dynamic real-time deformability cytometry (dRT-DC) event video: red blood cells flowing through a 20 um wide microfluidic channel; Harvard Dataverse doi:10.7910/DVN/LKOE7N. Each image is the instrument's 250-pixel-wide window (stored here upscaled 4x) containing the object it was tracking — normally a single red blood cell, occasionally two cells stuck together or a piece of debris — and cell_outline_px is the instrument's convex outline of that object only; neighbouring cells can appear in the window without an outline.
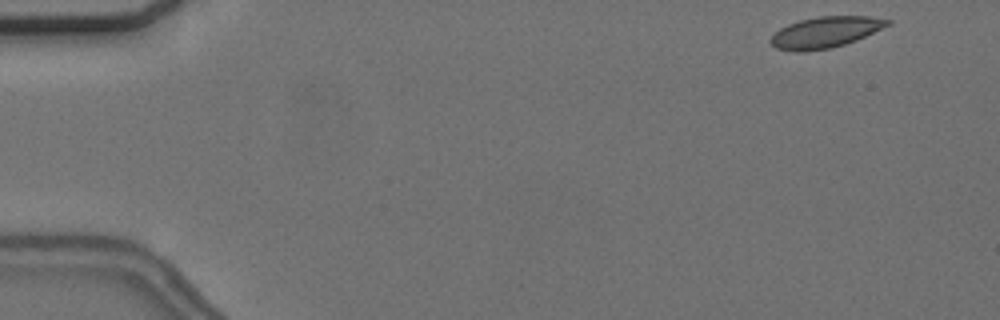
{"species": "common noctule bat (a hibernating species)", "species_latin": "Nyctalus noctula", "temperature_condition": "cold", "stored_images_in_passage": 7, "camera_frame_rate_fps": 3000, "um_per_image_px": 0.085, "animal": {"sex": "female", "body_mass_g": 24.6, "forearm_length_mm": 56.2}, "frame": {"image": 1, "passage_image": 1, "time_ms": 0.0, "image_size_px": [1000, 320], "cell_outline_px": [[892, 24], [856, 40], [844, 44], [828, 48], [804, 52], [796, 52], [776, 48], [768, 40], [780, 28], [788, 24], [800, 20], [820, 16], [868, 16], [892, 20]], "centroid_in_image_um": [70.16, 2.74], "position_along_channel_um": 14.8, "area_um2": 21.1}}